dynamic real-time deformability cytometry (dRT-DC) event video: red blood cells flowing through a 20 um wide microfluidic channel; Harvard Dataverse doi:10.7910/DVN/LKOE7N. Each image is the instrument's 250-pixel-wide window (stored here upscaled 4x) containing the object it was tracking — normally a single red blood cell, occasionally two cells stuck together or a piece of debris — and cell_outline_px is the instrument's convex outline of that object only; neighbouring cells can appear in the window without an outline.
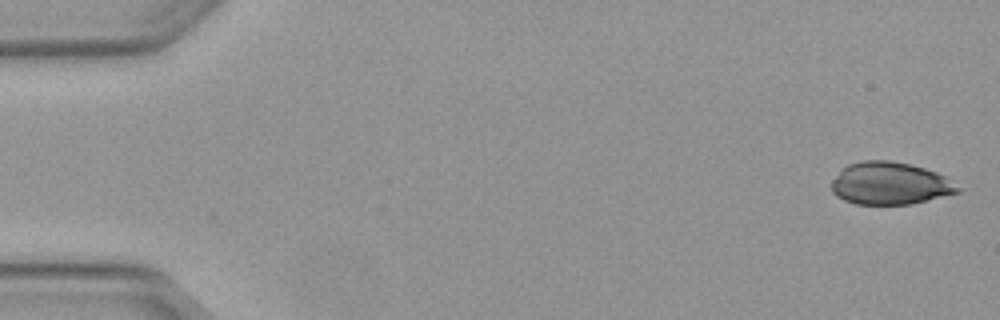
{"species": "Egyptian fruit bat (a non-hibernating species)", "species_latin": "Rousettus aegyptiacus", "temperature_condition": "warm", "stored_images_in_passage": 2, "camera_frame_rate_fps": 3000, "um_per_image_px": 0.085, "animal": {"sex": "female"}, "frame": {"image": 1, "passage_image": 1, "time_ms": 0.0, "image_size_px": [1000, 320], "cell_outline_px": [[964, 188], [960, 192], [912, 204], [856, 204], [844, 200], [836, 196], [832, 192], [832, 180], [848, 164], [864, 160], [888, 160], [908, 164], [924, 168], [948, 176]], "centroid_in_image_um": [75.72, 15.6], "position_along_channel_um": 9.3, "area_um2": 31.44}}